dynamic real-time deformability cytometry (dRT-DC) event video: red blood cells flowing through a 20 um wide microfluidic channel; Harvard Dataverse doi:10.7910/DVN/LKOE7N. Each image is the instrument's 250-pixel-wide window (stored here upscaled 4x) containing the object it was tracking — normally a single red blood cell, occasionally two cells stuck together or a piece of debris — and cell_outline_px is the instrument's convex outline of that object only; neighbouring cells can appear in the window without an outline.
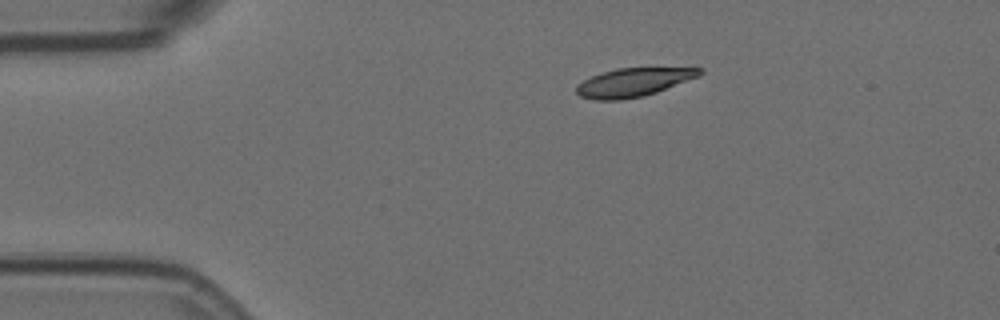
{"species": "Egyptian fruit bat (a non-hibernating species)", "species_latin": "Rousettus aegyptiacus", "temperature_condition": "room temperature", "stored_images_in_passage": 5, "camera_frame_rate_fps": 3000, "um_per_image_px": 0.085, "animal": {"sex": "female"}, "frame": {"image": 1, "passage_image": 5, "time_ms": 1.333, "image_size_px": [1000, 320], "cell_outline_px": [[704, 72], [700, 76], [656, 92], [644, 96], [620, 100], [596, 100], [580, 96], [576, 92], [576, 84], [592, 76], [616, 68], [704, 68]], "centroid_in_image_um": [53.85, 7.0], "position_along_channel_um": 31.2, "area_um2": 20.4}}